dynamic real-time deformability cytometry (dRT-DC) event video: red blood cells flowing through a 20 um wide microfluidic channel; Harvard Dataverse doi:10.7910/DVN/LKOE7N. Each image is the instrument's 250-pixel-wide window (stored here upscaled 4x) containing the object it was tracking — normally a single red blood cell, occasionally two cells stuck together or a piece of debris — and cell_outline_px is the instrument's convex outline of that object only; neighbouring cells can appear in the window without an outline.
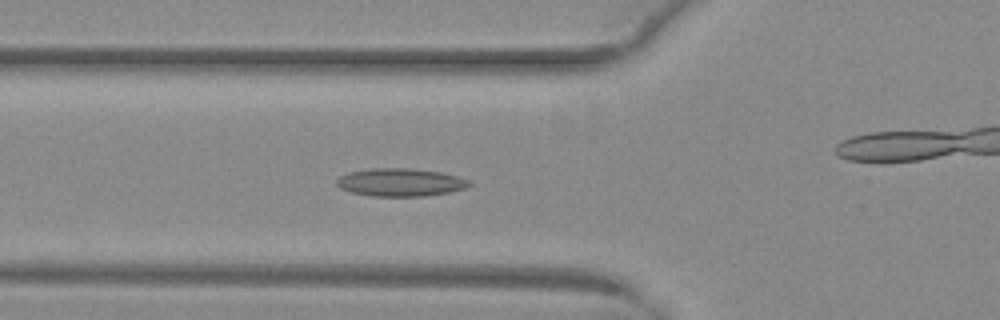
{"species": "common noctule bat (a hibernating species)", "species_latin": "Nyctalus noctula", "temperature_condition": "warm", "stored_images_in_passage": 14, "camera_frame_rate_fps": 3000, "um_per_image_px": 0.085, "animal": {"sex": "female", "body_mass_g": 29.2, "forearm_length_mm": 56.3}, "frame": {"image": 1, "passage_image": 11, "time_ms": 3.333, "image_size_px": [1000, 320], "cell_outline_px": [[472, 184], [468, 188], [448, 192], [424, 196], [372, 196], [352, 192], [340, 188], [336, 184], [336, 180], [340, 176], [348, 172], [368, 168], [412, 168], [440, 172], [456, 176], [468, 180]], "centroid_in_image_um": [34.02, 15.49], "position_along_channel_um": 91.8, "area_um2": 21.62}}
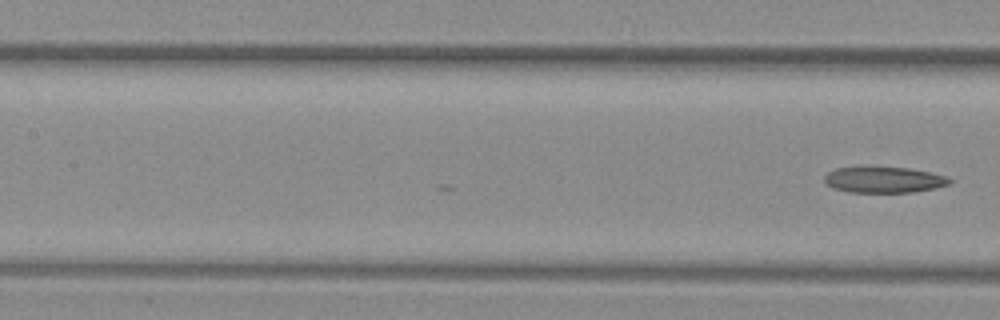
{"frame": {"image": 2, "passage_image": 14, "time_ms": 4.333, "image_size_px": [1000, 320], "cell_outline_px": [[952, 180], [948, 184], [936, 188], [912, 192], [848, 192], [832, 188], [824, 180], [824, 176], [828, 172], [836, 168], [908, 168], [932, 172], [948, 176]], "centroid_in_image_um": [75.16, 15.29], "position_along_channel_um": 132.2, "area_um2": 18.73}}